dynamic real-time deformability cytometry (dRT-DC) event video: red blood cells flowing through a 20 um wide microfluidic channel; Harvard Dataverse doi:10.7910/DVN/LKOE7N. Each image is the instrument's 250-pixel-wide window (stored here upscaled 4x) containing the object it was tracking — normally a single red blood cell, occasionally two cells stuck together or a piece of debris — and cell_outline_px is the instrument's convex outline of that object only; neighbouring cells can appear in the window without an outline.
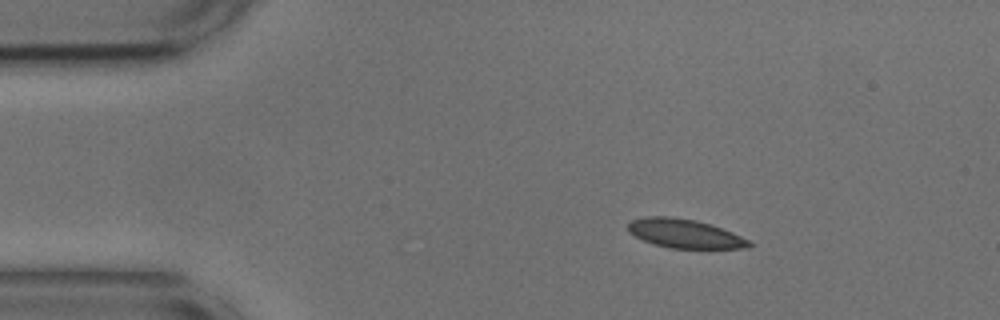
{"species": "common noctule bat (a hibernating species)", "species_latin": "Nyctalus noctula", "temperature_condition": "cold", "stored_images_in_passage": 54, "camera_frame_rate_fps": 3000, "um_per_image_px": 0.085, "animal": {"sex": "male", "body_mass_g": 17.9, "forearm_length_mm": 54.2}, "frame": {"image": 1, "passage_image": 8, "time_ms": 2.333, "image_size_px": [1000, 320], "cell_outline_px": [[752, 244], [748, 248], [668, 248], [652, 244], [628, 232], [628, 224], [632, 220], [644, 216], [668, 216], [696, 220], [732, 232], [752, 240]], "centroid_in_image_um": [58.2, 19.86], "position_along_channel_um": 26.8, "area_um2": 20.4}}
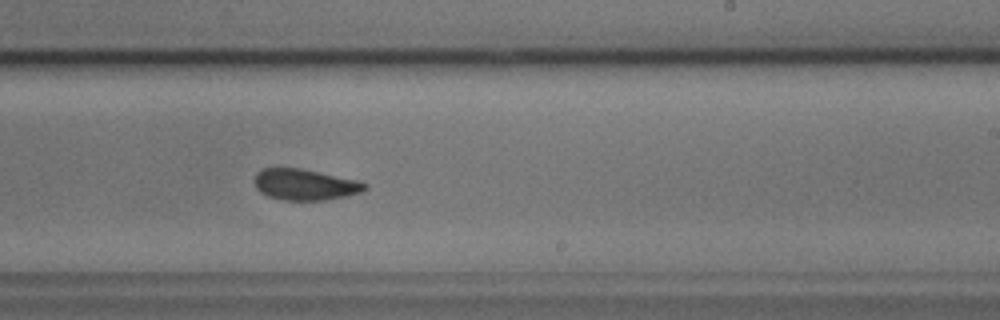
{"frame": {"image": 2, "passage_image": 32, "time_ms": 10.333, "image_size_px": [1000, 320], "cell_outline_px": [[368, 188], [360, 192], [344, 196], [324, 200], [284, 200], [268, 196], [260, 192], [256, 188], [256, 172], [264, 168], [300, 168], [360, 180], [368, 184]], "centroid_in_image_um": [25.95, 15.68], "position_along_channel_um": 263.0, "area_um2": 19.94}}
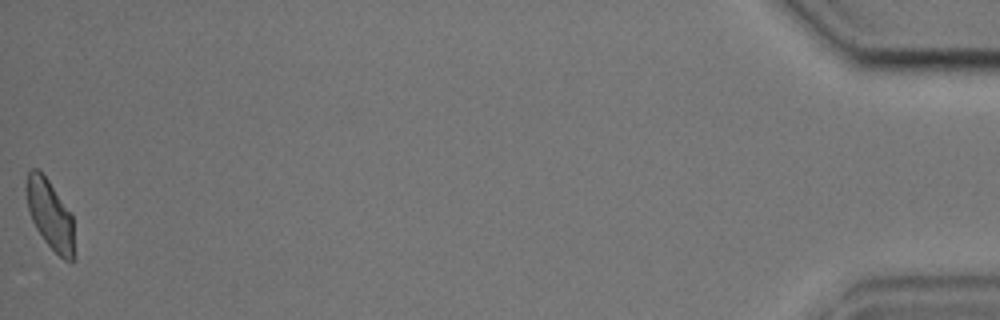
{"frame": {"image": 3, "passage_image": 54, "time_ms": 17.667, "image_size_px": [1000, 320], "cell_outline_px": [[76, 260], [72, 264], [64, 260], [44, 240], [36, 228], [32, 220], [28, 208], [24, 188], [28, 172], [32, 168], [36, 168], [48, 180], [72, 216]], "centroid_in_image_um": [4.27, 18.3], "position_along_channel_um": 430.9, "area_um2": 19.48}, "authors_computed_cell_mechanics": {"area_um2": 20.4323, "velocity_mm_per_s": 3.6341, "shape_relaxation_time_tau1_ms": 6.0825, "shape_relaxation_time_tau2_ms": 2.2581, "deformation_change_tau1": 0.1136, "deformation_change_tau2": 0.0643}}